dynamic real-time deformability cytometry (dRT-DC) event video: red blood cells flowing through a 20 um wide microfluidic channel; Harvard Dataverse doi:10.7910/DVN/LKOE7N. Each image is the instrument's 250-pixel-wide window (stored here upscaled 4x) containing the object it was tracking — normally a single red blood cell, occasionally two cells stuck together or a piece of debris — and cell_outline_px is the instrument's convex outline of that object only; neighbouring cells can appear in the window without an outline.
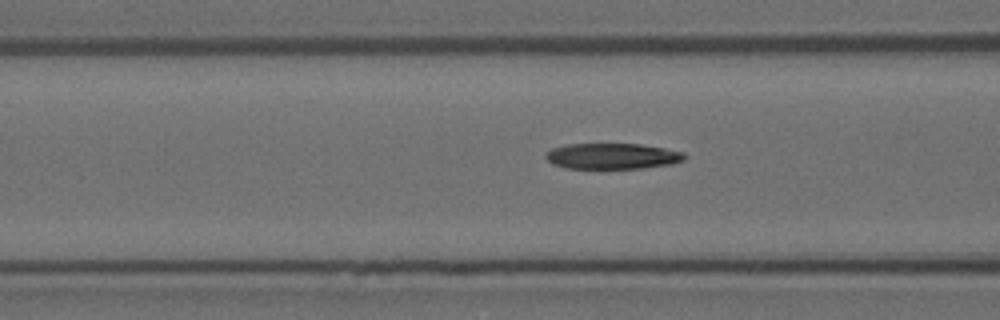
{"species": "Egyptian fruit bat (a non-hibernating species)", "species_latin": "Rousettus aegyptiacus", "temperature_condition": "room temperature", "stored_images_in_passage": 44, "camera_frame_rate_fps": 3000, "um_per_image_px": 0.085, "animal": {"sex": "female"}, "frame": {"image": 1, "passage_image": 21, "time_ms": 6.667, "image_size_px": [1000, 320], "cell_outline_px": [[688, 156], [684, 160], [672, 164], [644, 168], [564, 168], [552, 164], [544, 156], [552, 148], [568, 144], [640, 144], [664, 148], [684, 152]], "centroid_in_image_um": [52.08, 13.27], "position_along_channel_um": 114.5, "area_um2": 20.92}}
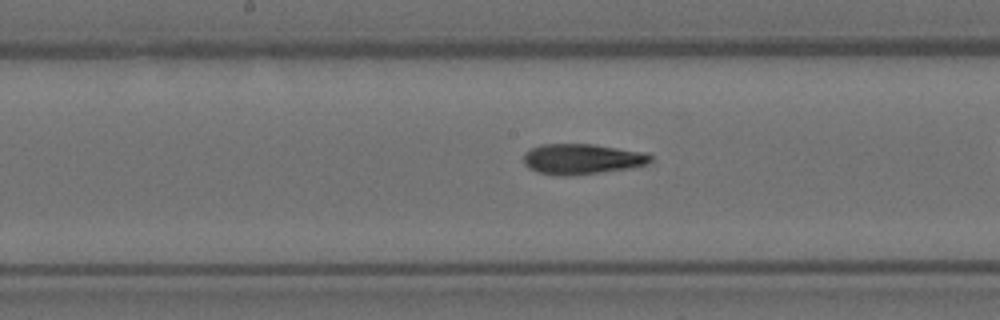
{"frame": {"image": 2, "passage_image": 28, "time_ms": 9.0, "image_size_px": [1000, 320], "cell_outline_px": [[652, 160], [648, 164], [632, 168], [568, 176], [556, 176], [536, 172], [528, 168], [524, 164], [524, 152], [540, 144], [592, 144], [648, 152], [652, 156]], "centroid_in_image_um": [49.48, 13.52], "position_along_channel_um": 198.7, "area_um2": 22.89}}
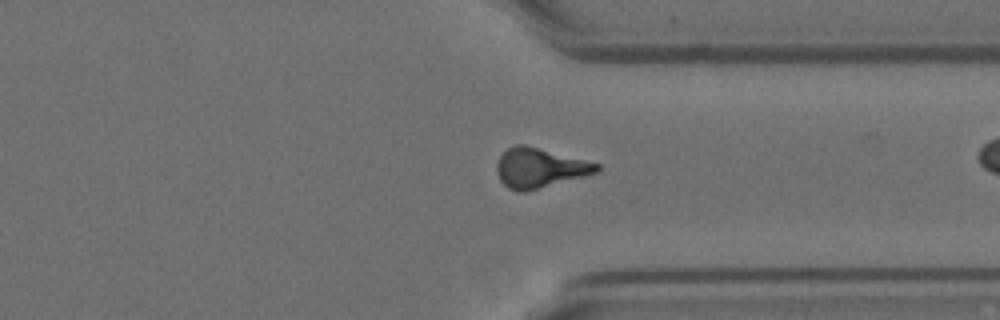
{"frame": {"image": 3, "passage_image": 42, "time_ms": 13.667, "image_size_px": [1000, 320], "cell_outline_px": [[600, 168], [596, 172], [584, 176], [520, 192], [516, 192], [508, 188], [500, 180], [496, 172], [496, 164], [500, 156], [508, 148], [516, 144], [524, 144], [600, 164]], "centroid_in_image_um": [45.82, 14.26], "position_along_channel_um": 365.6, "area_um2": 22.6}}